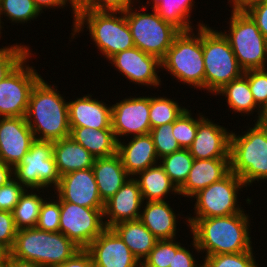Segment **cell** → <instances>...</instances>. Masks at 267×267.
Masks as SVG:
<instances>
[{
  "label": "cell",
  "instance_id": "6da1fadb",
  "mask_svg": "<svg viewBox=\"0 0 267 267\" xmlns=\"http://www.w3.org/2000/svg\"><path fill=\"white\" fill-rule=\"evenodd\" d=\"M249 218L244 212L224 217L186 218L193 235L192 246L198 253L205 252V256L252 250Z\"/></svg>",
  "mask_w": 267,
  "mask_h": 267
},
{
  "label": "cell",
  "instance_id": "7a4b0ae2",
  "mask_svg": "<svg viewBox=\"0 0 267 267\" xmlns=\"http://www.w3.org/2000/svg\"><path fill=\"white\" fill-rule=\"evenodd\" d=\"M54 85L41 78L30 94L25 118L36 140L70 137L68 102Z\"/></svg>",
  "mask_w": 267,
  "mask_h": 267
},
{
  "label": "cell",
  "instance_id": "3957f363",
  "mask_svg": "<svg viewBox=\"0 0 267 267\" xmlns=\"http://www.w3.org/2000/svg\"><path fill=\"white\" fill-rule=\"evenodd\" d=\"M84 25L89 29L93 43L107 60L135 47L124 12L78 10L71 39L80 35Z\"/></svg>",
  "mask_w": 267,
  "mask_h": 267
},
{
  "label": "cell",
  "instance_id": "277c9868",
  "mask_svg": "<svg viewBox=\"0 0 267 267\" xmlns=\"http://www.w3.org/2000/svg\"><path fill=\"white\" fill-rule=\"evenodd\" d=\"M242 134L231 131L230 170L247 187L267 179V126L255 122Z\"/></svg>",
  "mask_w": 267,
  "mask_h": 267
},
{
  "label": "cell",
  "instance_id": "5b68a950",
  "mask_svg": "<svg viewBox=\"0 0 267 267\" xmlns=\"http://www.w3.org/2000/svg\"><path fill=\"white\" fill-rule=\"evenodd\" d=\"M79 249L61 232L25 228L17 230L10 254L43 267H53L70 259Z\"/></svg>",
  "mask_w": 267,
  "mask_h": 267
},
{
  "label": "cell",
  "instance_id": "8992f818",
  "mask_svg": "<svg viewBox=\"0 0 267 267\" xmlns=\"http://www.w3.org/2000/svg\"><path fill=\"white\" fill-rule=\"evenodd\" d=\"M196 34L193 30L180 32L173 40L172 46L161 60L162 68L184 84L204 90V60L202 49V26L200 23Z\"/></svg>",
  "mask_w": 267,
  "mask_h": 267
},
{
  "label": "cell",
  "instance_id": "52a82bcc",
  "mask_svg": "<svg viewBox=\"0 0 267 267\" xmlns=\"http://www.w3.org/2000/svg\"><path fill=\"white\" fill-rule=\"evenodd\" d=\"M207 26H202L204 89L215 95L226 84L240 77L244 70L239 66L222 31Z\"/></svg>",
  "mask_w": 267,
  "mask_h": 267
},
{
  "label": "cell",
  "instance_id": "ba28073f",
  "mask_svg": "<svg viewBox=\"0 0 267 267\" xmlns=\"http://www.w3.org/2000/svg\"><path fill=\"white\" fill-rule=\"evenodd\" d=\"M228 39L239 66L244 70L267 67V39L247 12L231 11ZM226 32V33H225Z\"/></svg>",
  "mask_w": 267,
  "mask_h": 267
},
{
  "label": "cell",
  "instance_id": "9c48e42d",
  "mask_svg": "<svg viewBox=\"0 0 267 267\" xmlns=\"http://www.w3.org/2000/svg\"><path fill=\"white\" fill-rule=\"evenodd\" d=\"M133 6L126 9L124 15L134 46L162 60L180 31L172 24L165 22L155 9H152V13L144 12V10L141 13Z\"/></svg>",
  "mask_w": 267,
  "mask_h": 267
},
{
  "label": "cell",
  "instance_id": "30bf717a",
  "mask_svg": "<svg viewBox=\"0 0 267 267\" xmlns=\"http://www.w3.org/2000/svg\"><path fill=\"white\" fill-rule=\"evenodd\" d=\"M13 174L21 185L38 191L39 195L40 189L49 186L54 189L61 176L53 155V141L35 140L21 162L13 168Z\"/></svg>",
  "mask_w": 267,
  "mask_h": 267
},
{
  "label": "cell",
  "instance_id": "8fae6325",
  "mask_svg": "<svg viewBox=\"0 0 267 267\" xmlns=\"http://www.w3.org/2000/svg\"><path fill=\"white\" fill-rule=\"evenodd\" d=\"M244 186L246 187L241 178L230 172L222 180L212 183L192 197L196 199L193 208L196 215L187 218L224 217L244 212L237 201V194Z\"/></svg>",
  "mask_w": 267,
  "mask_h": 267
},
{
  "label": "cell",
  "instance_id": "7c38bea8",
  "mask_svg": "<svg viewBox=\"0 0 267 267\" xmlns=\"http://www.w3.org/2000/svg\"><path fill=\"white\" fill-rule=\"evenodd\" d=\"M32 53L0 82V117H25L33 87L42 78L27 65Z\"/></svg>",
  "mask_w": 267,
  "mask_h": 267
},
{
  "label": "cell",
  "instance_id": "4fadbf2b",
  "mask_svg": "<svg viewBox=\"0 0 267 267\" xmlns=\"http://www.w3.org/2000/svg\"><path fill=\"white\" fill-rule=\"evenodd\" d=\"M104 208H87L60 202L59 232L80 249H86L105 229Z\"/></svg>",
  "mask_w": 267,
  "mask_h": 267
},
{
  "label": "cell",
  "instance_id": "5bb4252c",
  "mask_svg": "<svg viewBox=\"0 0 267 267\" xmlns=\"http://www.w3.org/2000/svg\"><path fill=\"white\" fill-rule=\"evenodd\" d=\"M150 97H129L112 105L111 124L117 141L119 136H139L151 130Z\"/></svg>",
  "mask_w": 267,
  "mask_h": 267
},
{
  "label": "cell",
  "instance_id": "9a60e30c",
  "mask_svg": "<svg viewBox=\"0 0 267 267\" xmlns=\"http://www.w3.org/2000/svg\"><path fill=\"white\" fill-rule=\"evenodd\" d=\"M108 61L130 82L153 88L161 86V78L157 74L159 68L162 69L161 60L154 55L133 47L115 54Z\"/></svg>",
  "mask_w": 267,
  "mask_h": 267
},
{
  "label": "cell",
  "instance_id": "2e32d148",
  "mask_svg": "<svg viewBox=\"0 0 267 267\" xmlns=\"http://www.w3.org/2000/svg\"><path fill=\"white\" fill-rule=\"evenodd\" d=\"M60 202H69L87 208H104L105 203L99 196L92 168L67 173L60 177L54 188Z\"/></svg>",
  "mask_w": 267,
  "mask_h": 267
},
{
  "label": "cell",
  "instance_id": "e0dca14e",
  "mask_svg": "<svg viewBox=\"0 0 267 267\" xmlns=\"http://www.w3.org/2000/svg\"><path fill=\"white\" fill-rule=\"evenodd\" d=\"M35 140L25 117H0V162L15 168Z\"/></svg>",
  "mask_w": 267,
  "mask_h": 267
},
{
  "label": "cell",
  "instance_id": "ac0fdd59",
  "mask_svg": "<svg viewBox=\"0 0 267 267\" xmlns=\"http://www.w3.org/2000/svg\"><path fill=\"white\" fill-rule=\"evenodd\" d=\"M86 250L92 256L94 267H141L139 260L112 228H106Z\"/></svg>",
  "mask_w": 267,
  "mask_h": 267
},
{
  "label": "cell",
  "instance_id": "d6986e66",
  "mask_svg": "<svg viewBox=\"0 0 267 267\" xmlns=\"http://www.w3.org/2000/svg\"><path fill=\"white\" fill-rule=\"evenodd\" d=\"M230 136L229 130L199 114L196 137L188 150L194 159H230Z\"/></svg>",
  "mask_w": 267,
  "mask_h": 267
},
{
  "label": "cell",
  "instance_id": "ffe728a7",
  "mask_svg": "<svg viewBox=\"0 0 267 267\" xmlns=\"http://www.w3.org/2000/svg\"><path fill=\"white\" fill-rule=\"evenodd\" d=\"M143 198L137 181L130 177L123 186L105 202L104 221L106 228L114 225L138 220L143 207Z\"/></svg>",
  "mask_w": 267,
  "mask_h": 267
},
{
  "label": "cell",
  "instance_id": "44dd1931",
  "mask_svg": "<svg viewBox=\"0 0 267 267\" xmlns=\"http://www.w3.org/2000/svg\"><path fill=\"white\" fill-rule=\"evenodd\" d=\"M112 106L103 101L93 99L92 95H84L68 102L70 127H88L96 130L112 129Z\"/></svg>",
  "mask_w": 267,
  "mask_h": 267
},
{
  "label": "cell",
  "instance_id": "7402d4cb",
  "mask_svg": "<svg viewBox=\"0 0 267 267\" xmlns=\"http://www.w3.org/2000/svg\"><path fill=\"white\" fill-rule=\"evenodd\" d=\"M230 172V159H194L185 183L179 188V195L191 198Z\"/></svg>",
  "mask_w": 267,
  "mask_h": 267
},
{
  "label": "cell",
  "instance_id": "603a6c76",
  "mask_svg": "<svg viewBox=\"0 0 267 267\" xmlns=\"http://www.w3.org/2000/svg\"><path fill=\"white\" fill-rule=\"evenodd\" d=\"M128 142H122L121 139L118 141L117 154L131 177L158 163L159 158L150 134L133 136Z\"/></svg>",
  "mask_w": 267,
  "mask_h": 267
},
{
  "label": "cell",
  "instance_id": "cb8c5ba5",
  "mask_svg": "<svg viewBox=\"0 0 267 267\" xmlns=\"http://www.w3.org/2000/svg\"><path fill=\"white\" fill-rule=\"evenodd\" d=\"M92 169L99 196L104 203L131 177L125 170L118 154L105 158H96Z\"/></svg>",
  "mask_w": 267,
  "mask_h": 267
},
{
  "label": "cell",
  "instance_id": "d4e9b609",
  "mask_svg": "<svg viewBox=\"0 0 267 267\" xmlns=\"http://www.w3.org/2000/svg\"><path fill=\"white\" fill-rule=\"evenodd\" d=\"M143 206L139 220L146 228L158 240L174 239L178 232V214H175L167 201H149Z\"/></svg>",
  "mask_w": 267,
  "mask_h": 267
},
{
  "label": "cell",
  "instance_id": "484cf974",
  "mask_svg": "<svg viewBox=\"0 0 267 267\" xmlns=\"http://www.w3.org/2000/svg\"><path fill=\"white\" fill-rule=\"evenodd\" d=\"M53 155L60 176L92 168L96 159L71 137L53 141Z\"/></svg>",
  "mask_w": 267,
  "mask_h": 267
},
{
  "label": "cell",
  "instance_id": "4316f807",
  "mask_svg": "<svg viewBox=\"0 0 267 267\" xmlns=\"http://www.w3.org/2000/svg\"><path fill=\"white\" fill-rule=\"evenodd\" d=\"M70 137L95 158H105L117 154L118 141L112 129L70 127Z\"/></svg>",
  "mask_w": 267,
  "mask_h": 267
},
{
  "label": "cell",
  "instance_id": "83f0119b",
  "mask_svg": "<svg viewBox=\"0 0 267 267\" xmlns=\"http://www.w3.org/2000/svg\"><path fill=\"white\" fill-rule=\"evenodd\" d=\"M134 179L139 185L143 201H165L170 192L179 195V189L159 163L137 173Z\"/></svg>",
  "mask_w": 267,
  "mask_h": 267
},
{
  "label": "cell",
  "instance_id": "f1b7e54d",
  "mask_svg": "<svg viewBox=\"0 0 267 267\" xmlns=\"http://www.w3.org/2000/svg\"><path fill=\"white\" fill-rule=\"evenodd\" d=\"M112 229L121 237L140 263L149 255L158 241L139 219L118 223Z\"/></svg>",
  "mask_w": 267,
  "mask_h": 267
},
{
  "label": "cell",
  "instance_id": "f546056e",
  "mask_svg": "<svg viewBox=\"0 0 267 267\" xmlns=\"http://www.w3.org/2000/svg\"><path fill=\"white\" fill-rule=\"evenodd\" d=\"M215 95L225 96L229 108L235 113L238 112L245 116V114L249 115L252 112L254 113L255 109L258 110V117L256 119L258 120L261 108L255 103L253 94L249 88L248 79L244 74L226 84Z\"/></svg>",
  "mask_w": 267,
  "mask_h": 267
},
{
  "label": "cell",
  "instance_id": "4dcf8cb0",
  "mask_svg": "<svg viewBox=\"0 0 267 267\" xmlns=\"http://www.w3.org/2000/svg\"><path fill=\"white\" fill-rule=\"evenodd\" d=\"M148 0L146 3L152 4L158 15L165 21L172 24L180 32L194 30L191 26V10L195 4L193 0Z\"/></svg>",
  "mask_w": 267,
  "mask_h": 267
},
{
  "label": "cell",
  "instance_id": "1f68e13d",
  "mask_svg": "<svg viewBox=\"0 0 267 267\" xmlns=\"http://www.w3.org/2000/svg\"><path fill=\"white\" fill-rule=\"evenodd\" d=\"M43 202L44 199L41 195L39 196L33 191L29 193L27 189L25 190L12 212L17 230L36 228Z\"/></svg>",
  "mask_w": 267,
  "mask_h": 267
},
{
  "label": "cell",
  "instance_id": "d6a6232c",
  "mask_svg": "<svg viewBox=\"0 0 267 267\" xmlns=\"http://www.w3.org/2000/svg\"><path fill=\"white\" fill-rule=\"evenodd\" d=\"M165 173L179 189L186 181L194 158L188 149L181 148L159 160Z\"/></svg>",
  "mask_w": 267,
  "mask_h": 267
},
{
  "label": "cell",
  "instance_id": "836d02e7",
  "mask_svg": "<svg viewBox=\"0 0 267 267\" xmlns=\"http://www.w3.org/2000/svg\"><path fill=\"white\" fill-rule=\"evenodd\" d=\"M177 101L165 96L150 97L149 119L151 128L173 123L185 110Z\"/></svg>",
  "mask_w": 267,
  "mask_h": 267
},
{
  "label": "cell",
  "instance_id": "e575fe53",
  "mask_svg": "<svg viewBox=\"0 0 267 267\" xmlns=\"http://www.w3.org/2000/svg\"><path fill=\"white\" fill-rule=\"evenodd\" d=\"M41 11L36 7L34 0H0V35L3 16H7L13 23H27L36 19ZM2 17V18H1Z\"/></svg>",
  "mask_w": 267,
  "mask_h": 267
},
{
  "label": "cell",
  "instance_id": "d590c367",
  "mask_svg": "<svg viewBox=\"0 0 267 267\" xmlns=\"http://www.w3.org/2000/svg\"><path fill=\"white\" fill-rule=\"evenodd\" d=\"M174 239L158 240L149 255L141 263V267H169L172 266L173 253L182 246Z\"/></svg>",
  "mask_w": 267,
  "mask_h": 267
},
{
  "label": "cell",
  "instance_id": "8d00e7d4",
  "mask_svg": "<svg viewBox=\"0 0 267 267\" xmlns=\"http://www.w3.org/2000/svg\"><path fill=\"white\" fill-rule=\"evenodd\" d=\"M253 251L205 256L202 265L203 267H258Z\"/></svg>",
  "mask_w": 267,
  "mask_h": 267
},
{
  "label": "cell",
  "instance_id": "74e56055",
  "mask_svg": "<svg viewBox=\"0 0 267 267\" xmlns=\"http://www.w3.org/2000/svg\"><path fill=\"white\" fill-rule=\"evenodd\" d=\"M190 112L191 110L186 108L173 122V135L183 149L191 146L198 129V116L194 119Z\"/></svg>",
  "mask_w": 267,
  "mask_h": 267
},
{
  "label": "cell",
  "instance_id": "f35d334b",
  "mask_svg": "<svg viewBox=\"0 0 267 267\" xmlns=\"http://www.w3.org/2000/svg\"><path fill=\"white\" fill-rule=\"evenodd\" d=\"M173 123L163 124L151 128L150 135L155 145V150L159 159L181 149L173 135Z\"/></svg>",
  "mask_w": 267,
  "mask_h": 267
},
{
  "label": "cell",
  "instance_id": "ab89813d",
  "mask_svg": "<svg viewBox=\"0 0 267 267\" xmlns=\"http://www.w3.org/2000/svg\"><path fill=\"white\" fill-rule=\"evenodd\" d=\"M29 48L17 43L0 48V82L31 54Z\"/></svg>",
  "mask_w": 267,
  "mask_h": 267
},
{
  "label": "cell",
  "instance_id": "60d3db41",
  "mask_svg": "<svg viewBox=\"0 0 267 267\" xmlns=\"http://www.w3.org/2000/svg\"><path fill=\"white\" fill-rule=\"evenodd\" d=\"M60 226V200L45 199L36 225L37 229L49 232H59Z\"/></svg>",
  "mask_w": 267,
  "mask_h": 267
},
{
  "label": "cell",
  "instance_id": "b9f144b4",
  "mask_svg": "<svg viewBox=\"0 0 267 267\" xmlns=\"http://www.w3.org/2000/svg\"><path fill=\"white\" fill-rule=\"evenodd\" d=\"M243 74L248 79L255 103L262 109L267 103V68L250 69L244 71Z\"/></svg>",
  "mask_w": 267,
  "mask_h": 267
},
{
  "label": "cell",
  "instance_id": "7bdbcfd3",
  "mask_svg": "<svg viewBox=\"0 0 267 267\" xmlns=\"http://www.w3.org/2000/svg\"><path fill=\"white\" fill-rule=\"evenodd\" d=\"M26 188L15 178L0 187V211L13 212Z\"/></svg>",
  "mask_w": 267,
  "mask_h": 267
},
{
  "label": "cell",
  "instance_id": "ee69618b",
  "mask_svg": "<svg viewBox=\"0 0 267 267\" xmlns=\"http://www.w3.org/2000/svg\"><path fill=\"white\" fill-rule=\"evenodd\" d=\"M17 229L12 212L0 211V244L9 252L12 250Z\"/></svg>",
  "mask_w": 267,
  "mask_h": 267
},
{
  "label": "cell",
  "instance_id": "f6af8a7d",
  "mask_svg": "<svg viewBox=\"0 0 267 267\" xmlns=\"http://www.w3.org/2000/svg\"><path fill=\"white\" fill-rule=\"evenodd\" d=\"M135 0H89L79 10L124 12Z\"/></svg>",
  "mask_w": 267,
  "mask_h": 267
},
{
  "label": "cell",
  "instance_id": "bcb514c9",
  "mask_svg": "<svg viewBox=\"0 0 267 267\" xmlns=\"http://www.w3.org/2000/svg\"><path fill=\"white\" fill-rule=\"evenodd\" d=\"M255 21L262 35L267 39V0L246 11Z\"/></svg>",
  "mask_w": 267,
  "mask_h": 267
},
{
  "label": "cell",
  "instance_id": "7dc6e473",
  "mask_svg": "<svg viewBox=\"0 0 267 267\" xmlns=\"http://www.w3.org/2000/svg\"><path fill=\"white\" fill-rule=\"evenodd\" d=\"M53 267H94V263L86 249H79L70 259Z\"/></svg>",
  "mask_w": 267,
  "mask_h": 267
},
{
  "label": "cell",
  "instance_id": "c3c4849f",
  "mask_svg": "<svg viewBox=\"0 0 267 267\" xmlns=\"http://www.w3.org/2000/svg\"><path fill=\"white\" fill-rule=\"evenodd\" d=\"M193 257V254L187 248L181 246L176 253H173L172 266L169 267H203Z\"/></svg>",
  "mask_w": 267,
  "mask_h": 267
},
{
  "label": "cell",
  "instance_id": "681fc988",
  "mask_svg": "<svg viewBox=\"0 0 267 267\" xmlns=\"http://www.w3.org/2000/svg\"><path fill=\"white\" fill-rule=\"evenodd\" d=\"M36 7L43 12V9L45 8H64L67 4L71 5L72 13H73V21H75L78 9L72 4L71 0H34Z\"/></svg>",
  "mask_w": 267,
  "mask_h": 267
},
{
  "label": "cell",
  "instance_id": "f907efd6",
  "mask_svg": "<svg viewBox=\"0 0 267 267\" xmlns=\"http://www.w3.org/2000/svg\"><path fill=\"white\" fill-rule=\"evenodd\" d=\"M232 5L233 11L246 12L251 7L260 4L266 0H228Z\"/></svg>",
  "mask_w": 267,
  "mask_h": 267
},
{
  "label": "cell",
  "instance_id": "816d5d0a",
  "mask_svg": "<svg viewBox=\"0 0 267 267\" xmlns=\"http://www.w3.org/2000/svg\"><path fill=\"white\" fill-rule=\"evenodd\" d=\"M14 178L13 168L0 162V187Z\"/></svg>",
  "mask_w": 267,
  "mask_h": 267
},
{
  "label": "cell",
  "instance_id": "f5cc1de1",
  "mask_svg": "<svg viewBox=\"0 0 267 267\" xmlns=\"http://www.w3.org/2000/svg\"><path fill=\"white\" fill-rule=\"evenodd\" d=\"M10 267H43L35 262L21 260L10 254Z\"/></svg>",
  "mask_w": 267,
  "mask_h": 267
},
{
  "label": "cell",
  "instance_id": "db71d44e",
  "mask_svg": "<svg viewBox=\"0 0 267 267\" xmlns=\"http://www.w3.org/2000/svg\"><path fill=\"white\" fill-rule=\"evenodd\" d=\"M256 122L267 126V103L262 107L260 116Z\"/></svg>",
  "mask_w": 267,
  "mask_h": 267
},
{
  "label": "cell",
  "instance_id": "11a10c76",
  "mask_svg": "<svg viewBox=\"0 0 267 267\" xmlns=\"http://www.w3.org/2000/svg\"><path fill=\"white\" fill-rule=\"evenodd\" d=\"M9 251L0 244V262L3 261L8 255H9Z\"/></svg>",
  "mask_w": 267,
  "mask_h": 267
},
{
  "label": "cell",
  "instance_id": "9f6ffc18",
  "mask_svg": "<svg viewBox=\"0 0 267 267\" xmlns=\"http://www.w3.org/2000/svg\"><path fill=\"white\" fill-rule=\"evenodd\" d=\"M89 0H71L72 4L79 10L82 8Z\"/></svg>",
  "mask_w": 267,
  "mask_h": 267
},
{
  "label": "cell",
  "instance_id": "6f0895ef",
  "mask_svg": "<svg viewBox=\"0 0 267 267\" xmlns=\"http://www.w3.org/2000/svg\"><path fill=\"white\" fill-rule=\"evenodd\" d=\"M0 267H10V253L3 261L0 262Z\"/></svg>",
  "mask_w": 267,
  "mask_h": 267
}]
</instances>
